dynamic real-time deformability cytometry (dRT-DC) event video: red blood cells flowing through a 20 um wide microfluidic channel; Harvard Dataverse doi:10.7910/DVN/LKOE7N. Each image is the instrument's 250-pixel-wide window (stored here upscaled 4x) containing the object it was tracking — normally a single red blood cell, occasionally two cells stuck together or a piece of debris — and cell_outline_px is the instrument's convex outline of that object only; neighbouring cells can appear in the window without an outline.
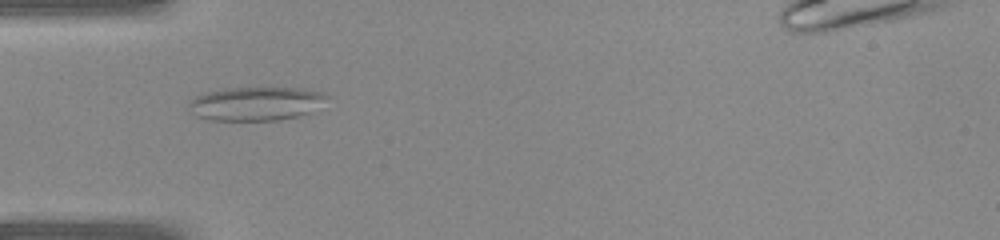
{"species": "common noctule bat (a hibernating species)", "species_latin": "Nyctalus noctula", "temperature_condition": "warm", "stored_images_in_passage": 31, "camera_frame_rate_fps": 3000, "um_per_image_px": 0.085, "animal": {"sex": "female", "body_mass_g": 22.0, "forearm_length_mm": 56.7}, "frame": {"image": 1, "passage_image": 3, "time_ms": 0.667, "image_size_px": [1000, 240], "cell_outline_px": [[328, 96], [308, 112], [300, 116], [280, 120], [212, 120], [196, 116], [188, 104], [196, 96], [208, 92], [224, 88], [304, 88], [324, 92]], "centroid_in_image_um": [21.74, 8.8], "position_along_channel_um": 63.3, "area_um2": 26.7}}
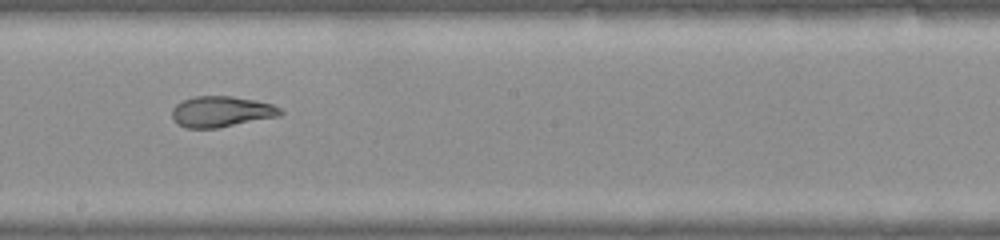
{"frame": {"image": 2, "passage_image": 13, "time_ms": 4.0, "image_size_px": [1000, 240], "cell_outline_px": [[284, 112], [280, 116], [216, 128], [188, 128], [176, 124], [172, 116], [172, 108], [176, 104], [184, 100], [196, 96], [232, 96], [256, 100], [272, 104], [280, 108]], "centroid_in_image_um": [18.82, 9.49], "position_along_channel_um": 229.4, "area_um2": 19.48}}
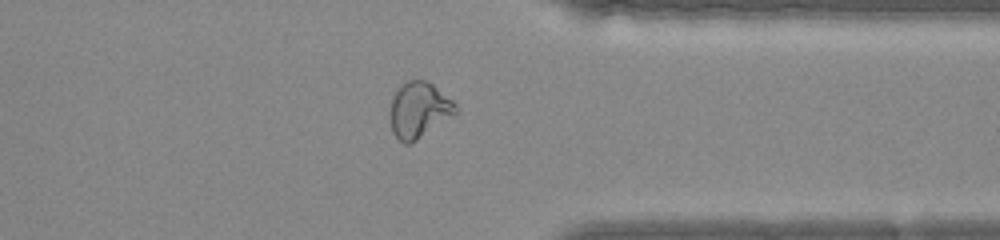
{"frame": {"image": 3, "passage_image": 22, "time_ms": 7.0, "image_size_px": [1000, 240], "cell_outline_px": [[456, 112], [452, 116], [416, 140], [408, 144], [404, 144], [392, 132], [392, 96], [408, 80], [428, 80], [452, 100], [456, 104]], "centroid_in_image_um": [35.63, 9.34], "position_along_channel_um": 375.8, "area_um2": 20.63}}